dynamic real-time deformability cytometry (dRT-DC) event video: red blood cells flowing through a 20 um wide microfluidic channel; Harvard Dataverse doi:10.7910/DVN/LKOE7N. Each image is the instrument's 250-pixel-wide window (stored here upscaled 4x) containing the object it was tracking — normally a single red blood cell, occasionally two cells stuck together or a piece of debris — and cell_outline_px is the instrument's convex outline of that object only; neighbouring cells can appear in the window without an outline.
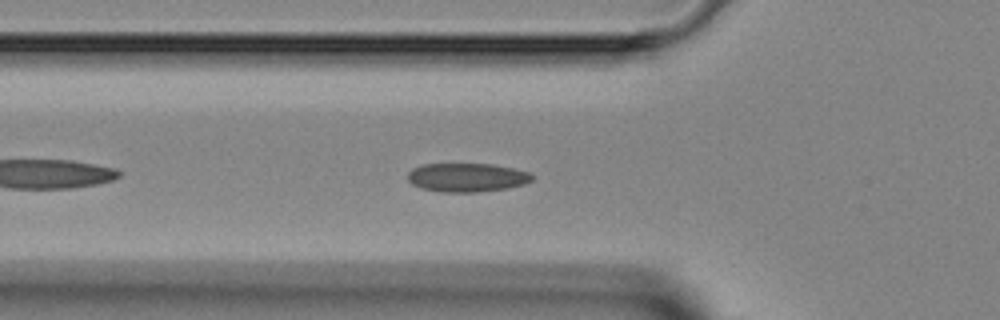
{"species": "Egyptian fruit bat (a non-hibernating species)", "species_latin": "Rousettus aegyptiacus", "temperature_condition": "room temperature", "stored_images_in_passage": 38, "camera_frame_rate_fps": 3000, "um_per_image_px": 0.085, "animal": {"sex": "female"}, "frame": {"image": 1, "passage_image": 6, "time_ms": 1.667, "image_size_px": [1000, 320], "cell_outline_px": [[532, 180], [524, 184], [508, 188], [476, 192], [440, 192], [420, 188], [412, 184], [408, 180], [408, 172], [412, 168], [420, 164], [492, 164], [512, 168], [528, 172], [532, 176]], "centroid_in_image_um": [39.64, 15.08], "position_along_channel_um": 86.2, "area_um2": 20.87}}
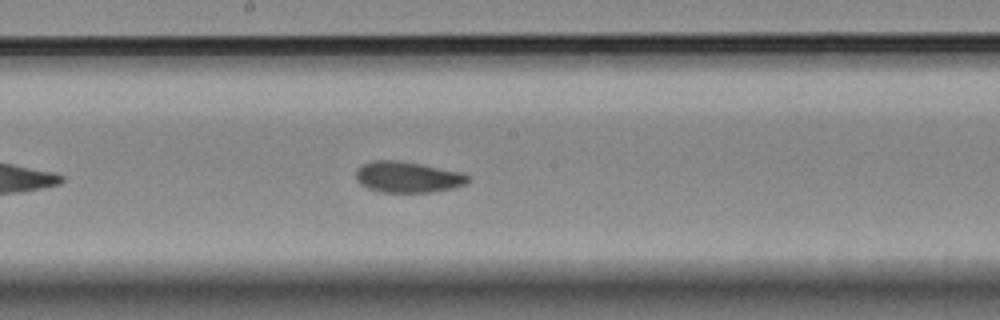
{"frame": {"image": 2, "passage_image": 15, "time_ms": 4.667, "image_size_px": [1000, 320], "cell_outline_px": [[468, 180], [464, 184], [452, 188], [428, 192], [380, 192], [368, 188], [360, 184], [356, 180], [356, 168], [360, 164], [372, 160], [396, 160], [420, 164], [464, 172], [468, 176]], "centroid_in_image_um": [34.6, 15.04], "position_along_channel_um": 213.6, "area_um2": 20.29}}
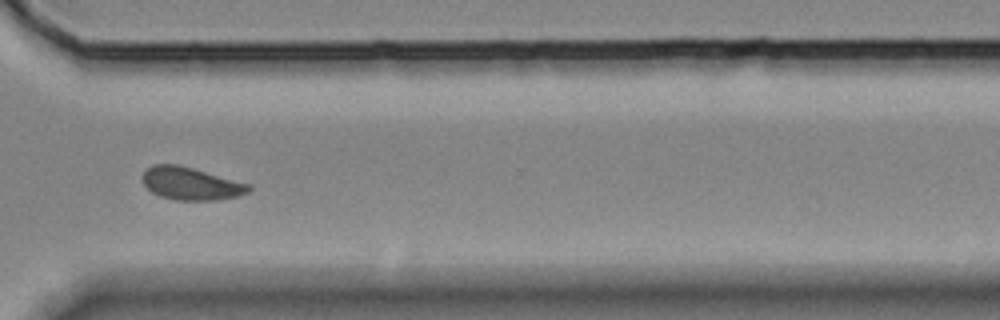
{"frame": {"image": 3, "passage_image": 25, "time_ms": 8.0, "image_size_px": [1000, 320], "cell_outline_px": [[252, 188], [248, 192], [240, 196], [216, 200], [176, 200], [160, 196], [152, 192], [140, 180], [140, 176], [152, 164], [176, 164], [192, 168], [252, 184]], "centroid_in_image_um": [16.23, 15.61], "position_along_channel_um": 354.4, "area_um2": 20.4}}